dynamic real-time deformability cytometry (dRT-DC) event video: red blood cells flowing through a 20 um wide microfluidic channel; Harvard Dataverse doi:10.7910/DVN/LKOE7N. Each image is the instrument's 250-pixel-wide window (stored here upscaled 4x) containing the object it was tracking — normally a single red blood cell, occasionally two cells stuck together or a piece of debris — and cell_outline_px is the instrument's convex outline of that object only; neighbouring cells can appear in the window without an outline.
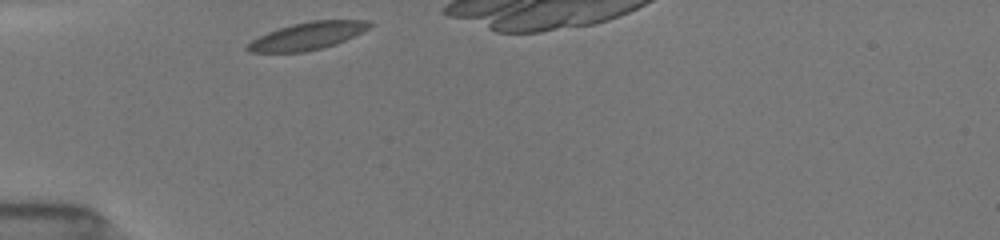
{"species": "common noctule bat (a hibernating species)", "species_latin": "Nyctalus noctula", "temperature_condition": "room temperature", "stored_images_in_passage": 1, "camera_frame_rate_fps": 3000, "um_per_image_px": 0.085, "animal": {"sex": "female", "body_mass_g": 19.5, "forearm_length_mm": 54.1}, "frame": {"image": 1, "passage_image": 1, "time_ms": 0.0, "image_size_px": [1000, 240], "cell_outline_px": [[372, 24], [368, 28], [336, 44], [304, 52], [248, 52], [244, 48], [252, 40], [268, 32], [292, 24], [308, 20], [364, 20]], "centroid_in_image_um": [26.09, 3.05], "position_along_channel_um": 58.9, "area_um2": 19.19}}